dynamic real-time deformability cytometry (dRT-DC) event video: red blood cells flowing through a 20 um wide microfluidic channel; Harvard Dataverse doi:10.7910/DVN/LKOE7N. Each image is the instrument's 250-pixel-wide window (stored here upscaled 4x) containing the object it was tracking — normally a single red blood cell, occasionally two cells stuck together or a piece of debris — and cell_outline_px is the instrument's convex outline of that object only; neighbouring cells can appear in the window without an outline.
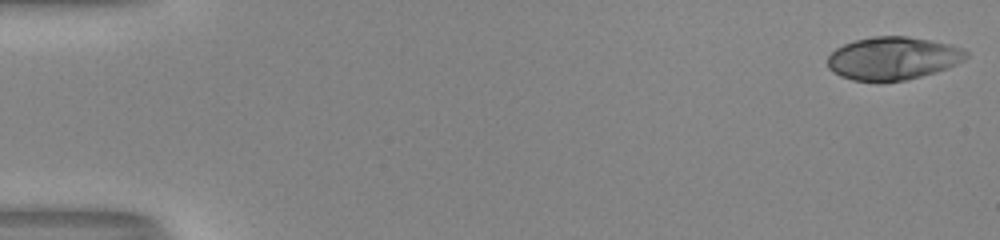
{"species": "human", "species_latin": "Homo sapiens", "temperature_condition": "room temperature", "stored_images_in_passage": 52, "camera_frame_rate_fps": 3000, "um_per_image_px": 0.085, "donor": {"sex": "male"}, "frame": {"image": 1, "passage_image": 1, "time_ms": 0.0, "image_size_px": [1000, 240], "cell_outline_px": [[968, 56], [964, 60], [948, 68], [936, 72], [904, 80], [852, 80], [840, 76], [832, 72], [828, 68], [828, 56], [836, 48], [844, 44], [856, 40], [872, 36], [908, 36], [948, 44], [964, 48], [968, 52]], "centroid_in_image_um": [75.9, 4.94], "position_along_channel_um": 9.1, "area_um2": 34.45}}
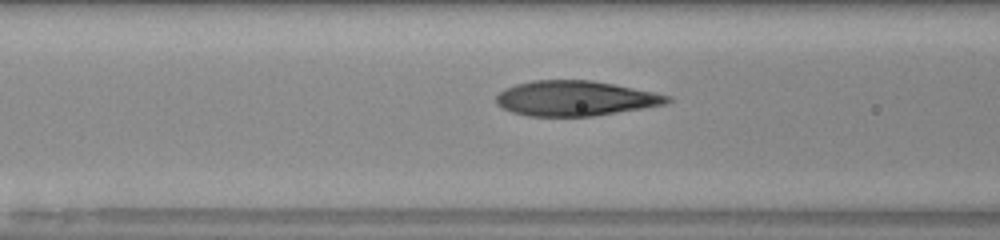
{"frame": {"image": 2, "passage_image": 22, "time_ms": 7.0, "image_size_px": [1000, 240], "cell_outline_px": [[672, 100], [664, 104], [644, 108], [592, 116], [528, 116], [512, 112], [496, 104], [496, 96], [504, 88], [516, 84], [532, 80], [592, 80], [656, 92], [672, 96]], "centroid_in_image_um": [48.91, 8.35], "position_along_channel_um": 117.7, "area_um2": 35.03}}
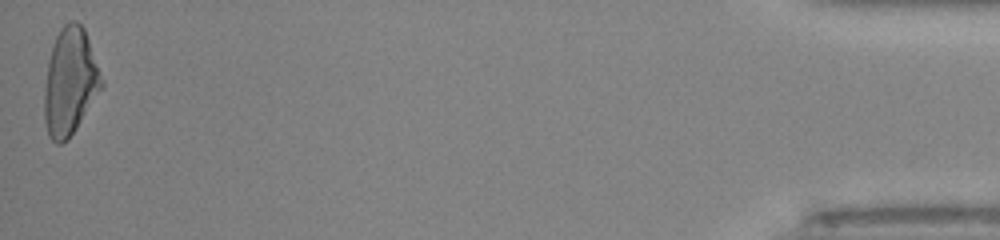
{"frame": {"image": 3, "passage_image": 52, "time_ms": 17.0, "image_size_px": [1000, 240], "cell_outline_px": [[104, 84], [76, 128], [68, 140], [60, 144], [56, 144], [48, 136], [44, 120], [44, 88], [48, 64], [52, 48], [56, 36], [60, 28], [68, 20], [76, 20], [84, 28], [104, 80]], "centroid_in_image_um": [5.95, 6.95], "position_along_channel_um": 429.3, "area_um2": 35.66}, "authors_computed_cell_mechanics": {"area_um2": 34.7378, "velocity_mm_per_s": 4.0671, "shape_relaxation_time_tau1_ms": 10.7254, "shape_relaxation_time_tau2_ms": 0.9973, "deformation_change_tau1": 0.3618, "deformation_change_tau2": 0.079}}